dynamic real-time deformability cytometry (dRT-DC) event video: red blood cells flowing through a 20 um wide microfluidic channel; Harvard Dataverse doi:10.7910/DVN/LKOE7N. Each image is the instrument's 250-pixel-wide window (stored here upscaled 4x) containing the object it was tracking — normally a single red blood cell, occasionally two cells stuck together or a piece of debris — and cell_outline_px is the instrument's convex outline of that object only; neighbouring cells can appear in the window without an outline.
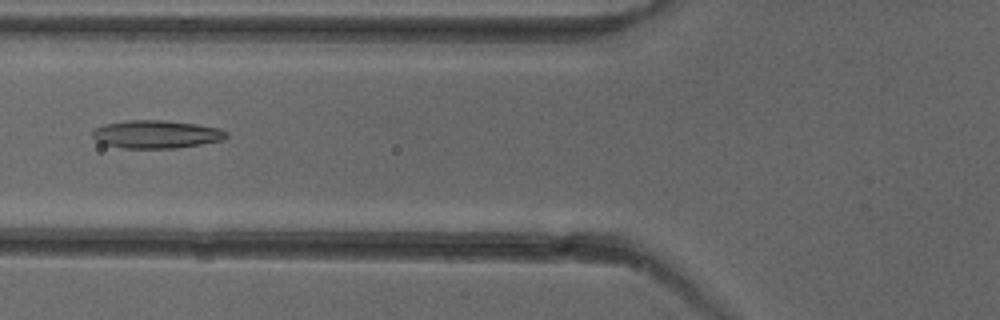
{"species": "common noctule bat (a hibernating species)", "species_latin": "Nyctalus noctula", "temperature_condition": "cold", "stored_images_in_passage": 51, "camera_frame_rate_fps": 3000, "um_per_image_px": 0.085, "animal": {"sex": "female"}, "frame": {"image": 1, "passage_image": 20, "time_ms": 6.333, "image_size_px": [1000, 320], "cell_outline_px": [[228, 136], [220, 140], [200, 144], [176, 148], [124, 148], [104, 144], [96, 140], [92, 136], [92, 128], [104, 124], [128, 120], [164, 120], [196, 124], [220, 128], [228, 132]], "centroid_in_image_um": [13.25, 11.4], "position_along_channel_um": 112.5, "area_um2": 21.85}}
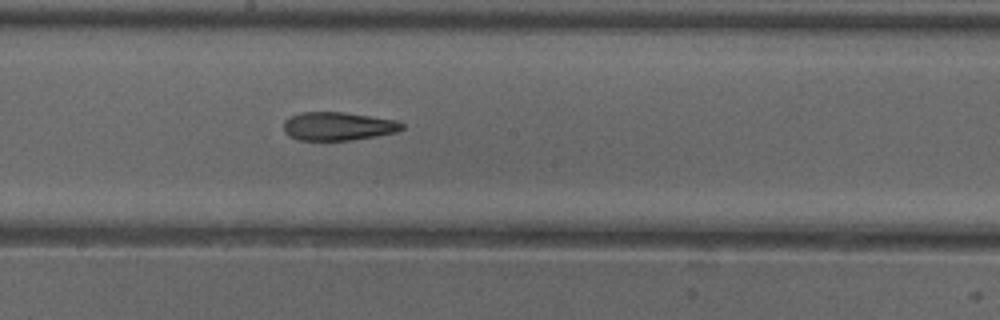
{"frame": {"image": 2, "passage_image": 28, "time_ms": 9.0, "image_size_px": [1000, 320], "cell_outline_px": [[404, 128], [396, 132], [376, 136], [352, 140], [296, 140], [288, 136], [284, 132], [284, 120], [288, 116], [300, 112], [344, 112], [396, 120], [404, 124]], "centroid_in_image_um": [28.69, 10.73], "position_along_channel_um": 219.5, "area_um2": 19.77}}
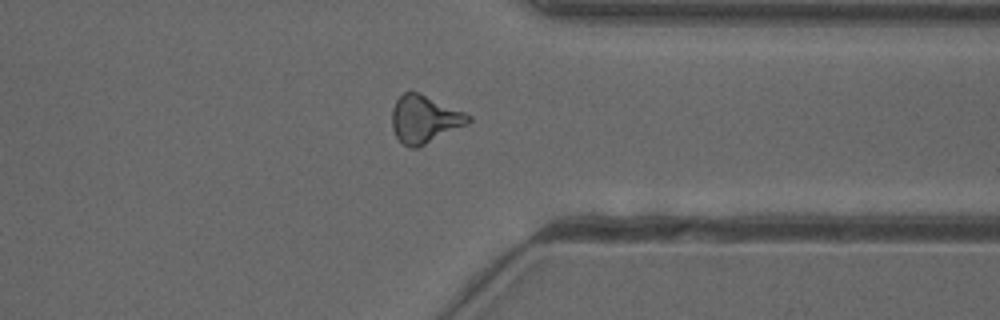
{"frame": {"image": 3, "passage_image": 40, "time_ms": 13.0, "image_size_px": [1000, 320], "cell_outline_px": [[472, 120], [468, 124], [416, 148], [408, 148], [396, 136], [392, 128], [392, 108], [396, 100], [404, 92], [420, 92], [464, 112], [472, 116]], "centroid_in_image_um": [36.08, 10.12], "position_along_channel_um": 375.3, "area_um2": 21.1}, "authors_computed_cell_mechanics": {"area_um2": 20.4612, "velocity_mm_per_s": 4.0048, "shape_relaxation_time_tau1_ms": 4.6122, "shape_relaxation_time_tau2_ms": 4.8264, "deformation_change_tau1": 0.1504, "deformation_change_tau2": 0.1708}}